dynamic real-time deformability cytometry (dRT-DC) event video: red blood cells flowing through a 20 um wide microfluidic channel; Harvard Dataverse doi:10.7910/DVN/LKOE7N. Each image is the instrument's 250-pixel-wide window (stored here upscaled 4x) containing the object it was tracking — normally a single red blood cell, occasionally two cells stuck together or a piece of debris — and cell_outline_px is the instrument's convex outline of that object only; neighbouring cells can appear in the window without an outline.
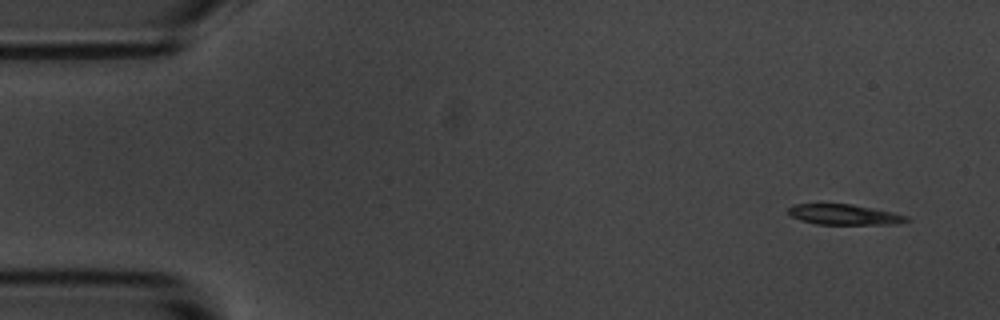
{"species": "common noctule bat (a hibernating species)", "species_latin": "Nyctalus noctula", "temperature_condition": "room temperature", "stored_images_in_passage": 10, "camera_frame_rate_fps": 3000, "um_per_image_px": 0.085, "animal": {"sex": "male", "body_mass_g": 20.1, "forearm_length_mm": 53.5}, "frame": {"image": 1, "passage_image": 1, "time_ms": 0.0, "image_size_px": [1000, 320], "cell_outline_px": [[912, 220], [892, 224], [816, 224], [800, 220], [792, 216], [788, 212], [788, 208], [792, 204], [852, 204], [892, 212], [908, 216]], "centroid_in_image_um": [71.75, 18.24], "position_along_channel_um": 13.2, "area_um2": 13.99}}
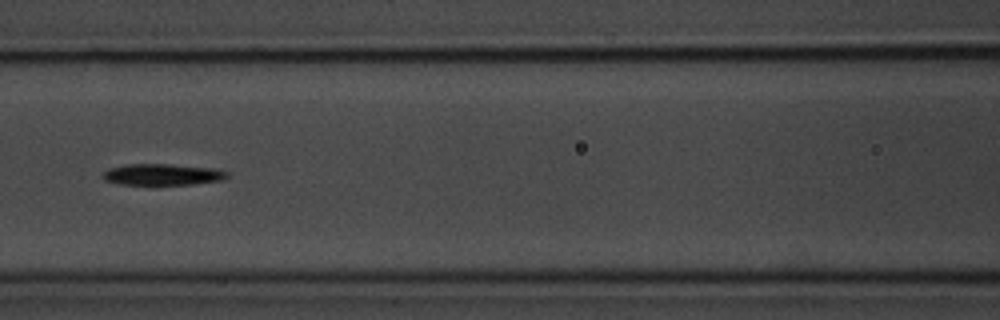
{"frame": {"image": 2, "passage_image": 7, "time_ms": 7.0, "image_size_px": [1000, 320], "cell_outline_px": [[228, 176], [224, 180], [192, 184], [156, 188], [120, 184], [104, 180], [100, 176], [108, 168], [128, 164], [168, 164], [216, 168], [228, 172]], "centroid_in_image_um": [13.78, 14.88], "position_along_channel_um": 152.8, "area_um2": 16.53}}
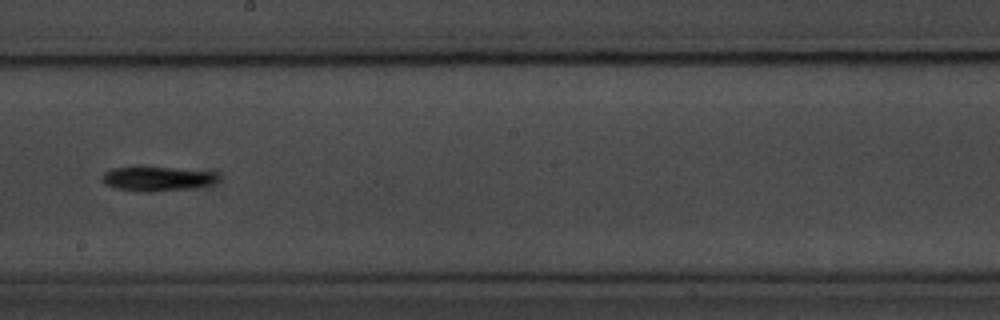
{"frame": {"image": 3, "passage_image": 9, "time_ms": 9.333, "image_size_px": [1000, 320], "cell_outline_px": [[220, 176], [212, 184], [188, 188], [152, 192], [144, 192], [116, 188], [104, 184], [100, 180], [100, 176], [104, 172], [112, 168], [136, 164], [216, 172]], "centroid_in_image_um": [13.26, 15.14], "position_along_channel_um": 234.9, "area_um2": 17.22}}